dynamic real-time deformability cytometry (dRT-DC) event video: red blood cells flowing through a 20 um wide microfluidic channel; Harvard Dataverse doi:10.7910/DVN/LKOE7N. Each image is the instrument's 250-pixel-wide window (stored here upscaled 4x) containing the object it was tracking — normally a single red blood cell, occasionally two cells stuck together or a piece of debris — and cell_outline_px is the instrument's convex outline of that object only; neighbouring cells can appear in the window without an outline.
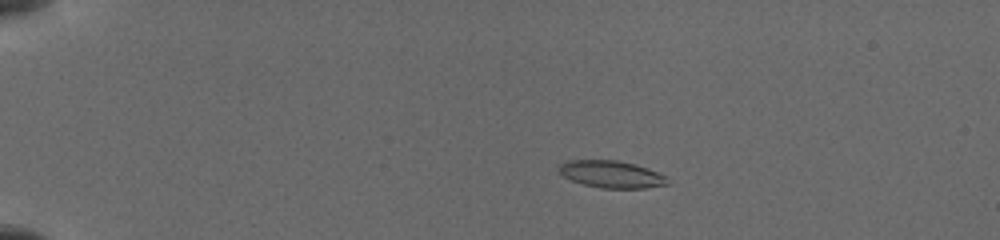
{"species": "common noctule bat (a hibernating species)", "species_latin": "Nyctalus noctula", "temperature_condition": "cold", "stored_images_in_passage": 19, "camera_frame_rate_fps": 3000, "um_per_image_px": 0.085, "animal": {"sex": "female", "body_mass_g": 19.5, "forearm_length_mm": 54.1}, "frame": {"image": 1, "passage_image": 1, "time_ms": 0.0, "image_size_px": [1000, 240], "cell_outline_px": [[672, 184], [644, 188], [600, 188], [584, 184], [572, 180], [564, 176], [556, 168], [564, 160], [616, 160], [636, 164], [648, 168], [668, 176]], "centroid_in_image_um": [52.02, 14.81], "position_along_channel_um": 33.0, "area_um2": 17.46}}
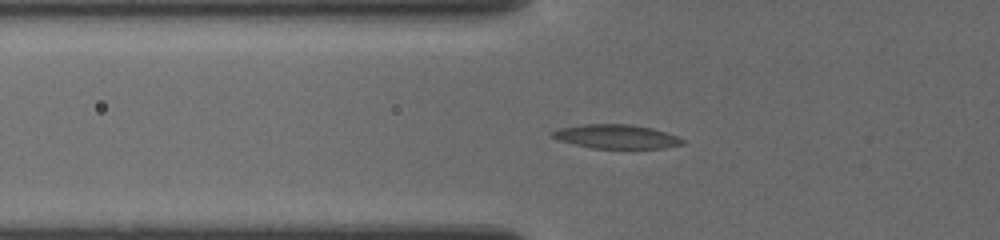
{"frame": {"image": 2, "passage_image": 14, "time_ms": 3.0, "image_size_px": [1000, 240], "cell_outline_px": [[684, 144], [664, 148], [592, 148], [560, 140], [552, 136], [552, 132], [560, 128], [580, 124], [632, 124], [652, 128], [676, 136], [684, 140]], "centroid_in_image_um": [52.41, 11.6], "position_along_channel_um": 73.4, "area_um2": 17.98}}
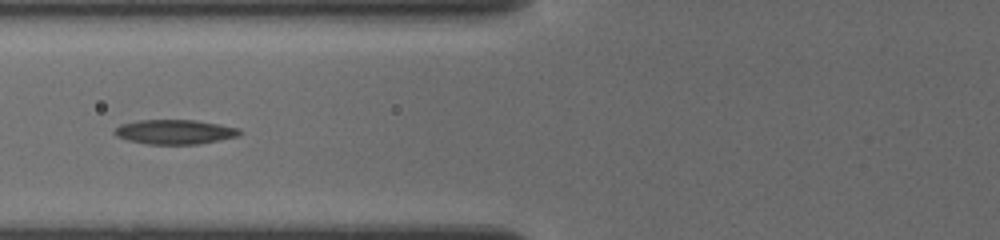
{"frame": {"image": 3, "passage_image": 18, "time_ms": 4.0, "image_size_px": [1000, 240], "cell_outline_px": [[244, 132], [240, 136], [196, 144], [148, 144], [128, 140], [116, 136], [112, 132], [120, 124], [140, 120], [196, 120], [220, 124], [240, 128]], "centroid_in_image_um": [14.89, 11.2], "position_along_channel_um": 110.9, "area_um2": 17.98}}